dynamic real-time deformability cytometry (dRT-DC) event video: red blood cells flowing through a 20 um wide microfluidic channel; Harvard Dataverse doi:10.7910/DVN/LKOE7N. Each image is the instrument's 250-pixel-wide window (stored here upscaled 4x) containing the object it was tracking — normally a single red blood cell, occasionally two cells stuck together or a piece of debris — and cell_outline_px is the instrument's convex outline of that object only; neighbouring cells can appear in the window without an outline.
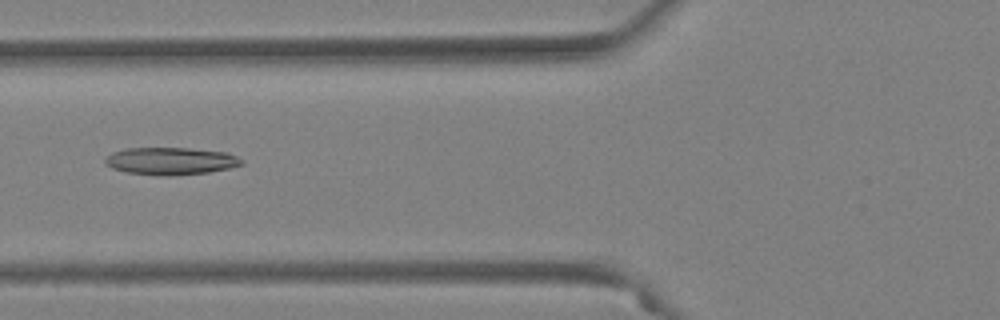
{"species": "Egyptian fruit bat (a non-hibernating species)", "species_latin": "Rousettus aegyptiacus", "temperature_condition": "warm", "stored_images_in_passage": 46, "camera_frame_rate_fps": 3000, "um_per_image_px": 0.085, "animal": {"sex": "female"}, "frame": {"image": 1, "passage_image": 15, "time_ms": 4.667, "image_size_px": [1000, 320], "cell_outline_px": [[244, 164], [228, 168], [208, 172], [164, 176], [128, 172], [112, 168], [104, 164], [104, 160], [112, 152], [128, 148], [188, 148], [224, 152], [236, 156], [244, 160]], "centroid_in_image_um": [14.5, 13.68], "position_along_channel_um": 111.3, "area_um2": 21.56}}
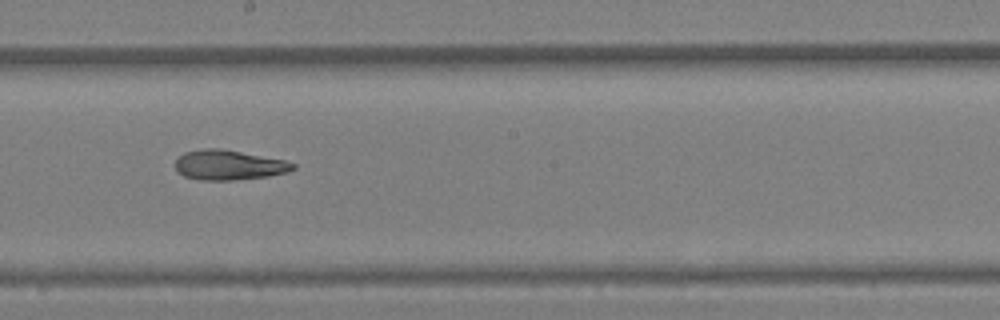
{"frame": {"image": 2, "passage_image": 24, "time_ms": 7.667, "image_size_px": [1000, 320], "cell_outline_px": [[296, 168], [288, 172], [268, 176], [232, 180], [200, 180], [184, 176], [176, 172], [176, 160], [184, 152], [204, 148], [220, 148], [284, 160], [296, 164]], "centroid_in_image_um": [19.43, 14.03], "position_along_channel_um": 228.8, "area_um2": 20.46}}
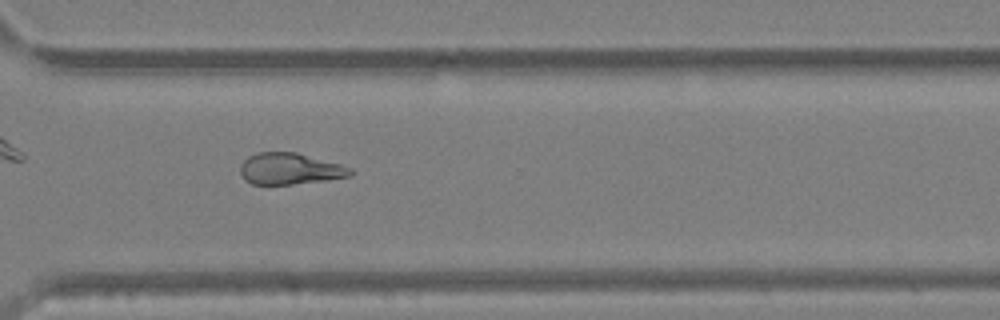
{"frame": {"image": 3, "passage_image": 33, "time_ms": 10.667, "image_size_px": [1000, 320], "cell_outline_px": [[352, 176], [328, 180], [292, 184], [252, 184], [244, 180], [240, 172], [240, 164], [248, 156], [256, 152], [296, 152], [340, 164], [352, 168]], "centroid_in_image_um": [24.63, 14.34], "position_along_channel_um": 346.0, "area_um2": 20.29}}